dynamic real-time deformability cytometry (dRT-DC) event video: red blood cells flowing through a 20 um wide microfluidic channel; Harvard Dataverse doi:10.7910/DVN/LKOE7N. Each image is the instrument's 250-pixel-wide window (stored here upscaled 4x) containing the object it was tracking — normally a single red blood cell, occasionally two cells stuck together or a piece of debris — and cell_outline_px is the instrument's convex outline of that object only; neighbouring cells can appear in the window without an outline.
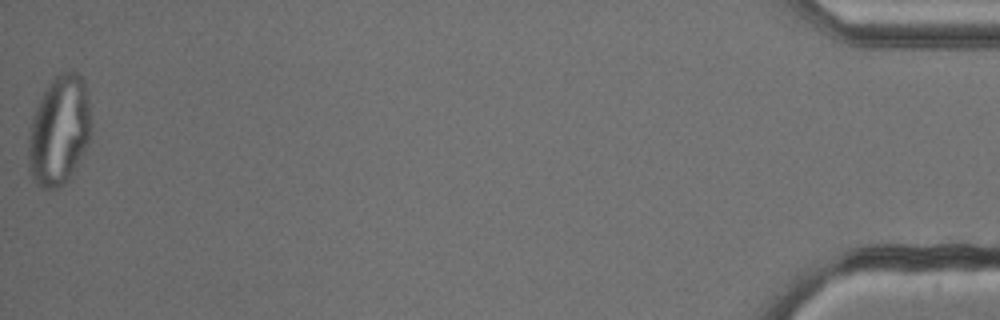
{"species": "common noctule bat (a hibernating species)", "species_latin": "Nyctalus noctula", "temperature_condition": "cold", "stored_images_in_passage": 53, "camera_frame_rate_fps": 3000, "um_per_image_px": 0.085, "animal": {"sex": "male", "body_mass_g": 13.3}, "frame": {"image": 1, "passage_image": 53, "time_ms": 17.333, "image_size_px": [1000, 320], "cell_outline_px": [[92, 128], [88, 144], [84, 152], [68, 176], [56, 188], [48, 192], [40, 188], [32, 180], [28, 168], [28, 140], [32, 116], [48, 84], [60, 72], [72, 68], [84, 76], [88, 100]], "centroid_in_image_um": [5.02, 11.06], "position_along_channel_um": 430.2, "area_um2": 40.4}}